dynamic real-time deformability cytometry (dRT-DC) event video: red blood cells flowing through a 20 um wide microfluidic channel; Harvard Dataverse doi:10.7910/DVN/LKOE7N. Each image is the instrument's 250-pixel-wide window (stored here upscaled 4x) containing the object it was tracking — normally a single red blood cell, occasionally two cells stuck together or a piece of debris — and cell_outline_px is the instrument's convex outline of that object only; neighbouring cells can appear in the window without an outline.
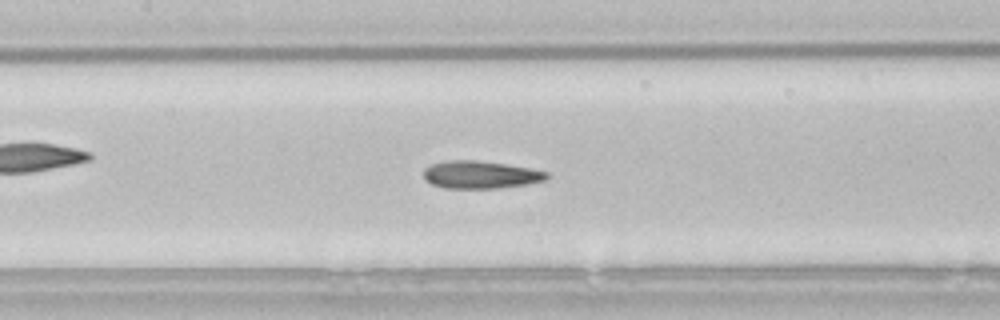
{"species": "common noctule bat (a hibernating species)", "species_latin": "Nyctalus noctula", "temperature_condition": "room temperature", "stored_images_in_passage": 54, "camera_frame_rate_fps": 3000, "um_per_image_px": 0.085, "animal": {"sex": "male", "body_mass_g": 21.5, "forearm_length_mm": 52.0}, "frame": {"image": 1, "passage_image": 24, "time_ms": 7.667, "image_size_px": [1000, 320], "cell_outline_px": [[548, 176], [544, 180], [524, 184], [500, 188], [444, 188], [432, 184], [424, 180], [424, 168], [432, 164], [448, 160], [476, 160], [532, 168], [548, 172]], "centroid_in_image_um": [40.8, 14.85], "position_along_channel_um": 166.6, "area_um2": 19.71}}
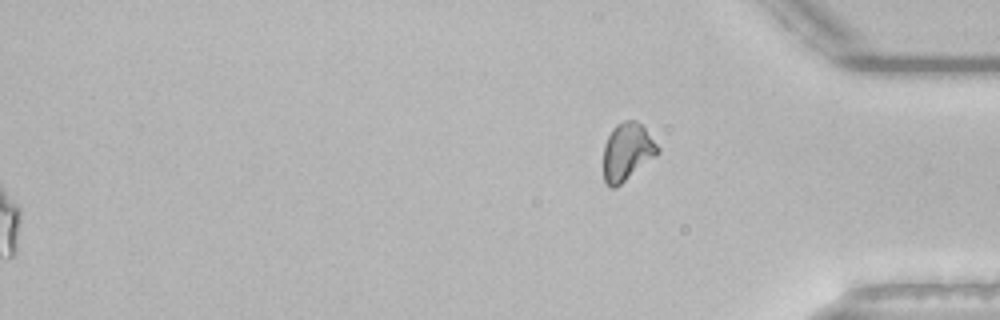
{"frame": {"image": 2, "passage_image": 54, "time_ms": 17.667, "image_size_px": [1000, 320], "cell_outline_px": [[660, 152], [656, 156], [616, 188], [608, 188], [604, 180], [604, 144], [612, 128], [616, 124], [624, 120], [636, 120], [644, 128], [660, 148]], "centroid_in_image_um": [53.3, 12.91], "position_along_channel_um": 381.9, "area_um2": 18.26}, "authors_computed_cell_mechanics": {"area_um2": 19.941, "velocity_mm_per_s": 3.8005, "shape_relaxation_time_tau1_ms": 9.1589, "shape_relaxation_time_tau2_ms": 1.7962, "deformation_change_tau1": 0.2013, "deformation_change_tau2": 0.0967}}